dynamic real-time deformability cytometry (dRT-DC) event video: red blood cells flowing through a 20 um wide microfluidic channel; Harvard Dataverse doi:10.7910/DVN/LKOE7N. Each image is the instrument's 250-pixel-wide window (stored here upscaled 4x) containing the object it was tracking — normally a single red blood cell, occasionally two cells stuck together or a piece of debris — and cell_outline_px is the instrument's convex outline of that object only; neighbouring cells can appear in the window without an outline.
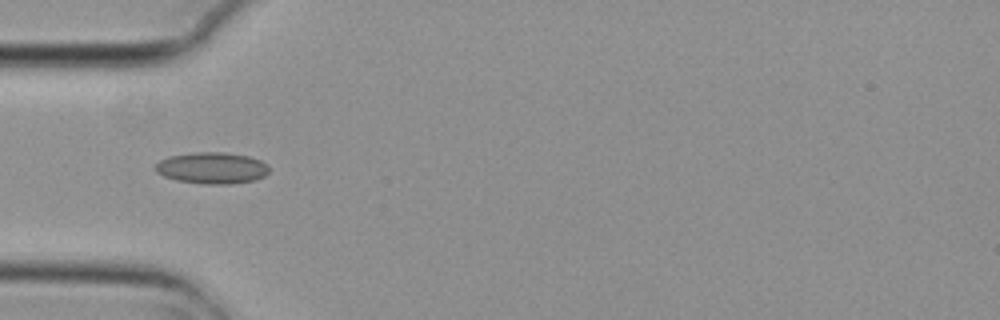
{"species": "common noctule bat (a hibernating species)", "species_latin": "Nyctalus noctula", "temperature_condition": "cold", "stored_images_in_passage": 3, "camera_frame_rate_fps": 3000, "um_per_image_px": 0.085, "animal": {"sex": "female", "body_mass_g": 29.2, "forearm_length_mm": 56.3}, "frame": {"image": 1, "passage_image": 1, "time_ms": 0.0, "image_size_px": [1000, 320], "cell_outline_px": [[268, 172], [264, 176], [256, 180], [228, 184], [204, 184], [176, 180], [164, 176], [156, 172], [156, 164], [160, 160], [168, 156], [192, 152], [224, 152], [248, 156], [260, 160], [268, 164]], "centroid_in_image_um": [18.02, 14.27], "position_along_channel_um": 67.0, "area_um2": 20.92}}
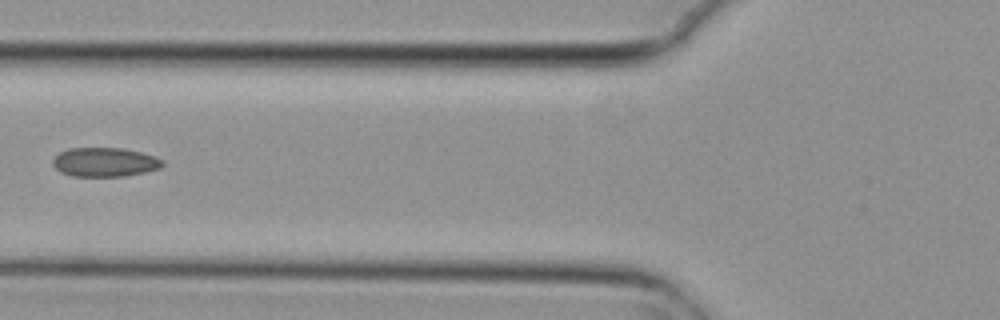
{"frame": {"image": 2, "passage_image": 2, "time_ms": 0.333, "image_size_px": [1000, 320], "cell_outline_px": [[164, 164], [160, 168], [144, 172], [124, 176], [72, 176], [60, 172], [52, 164], [52, 160], [60, 152], [68, 148], [124, 148], [156, 156], [164, 160]], "centroid_in_image_um": [8.91, 13.78], "position_along_channel_um": 116.9, "area_um2": 18.67}}
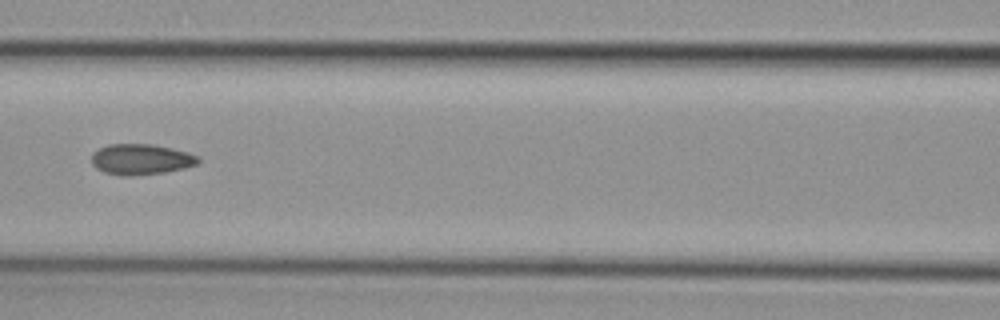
{"frame": {"image": 3, "passage_image": 3, "time_ms": 0.667, "image_size_px": [1000, 320], "cell_outline_px": [[200, 160], [196, 164], [184, 168], [164, 172], [132, 176], [120, 176], [104, 172], [96, 168], [92, 164], [92, 152], [108, 144], [152, 144], [172, 148], [188, 152], [196, 156]], "centroid_in_image_um": [11.95, 13.54], "position_along_channel_um": 154.7, "area_um2": 19.07}}